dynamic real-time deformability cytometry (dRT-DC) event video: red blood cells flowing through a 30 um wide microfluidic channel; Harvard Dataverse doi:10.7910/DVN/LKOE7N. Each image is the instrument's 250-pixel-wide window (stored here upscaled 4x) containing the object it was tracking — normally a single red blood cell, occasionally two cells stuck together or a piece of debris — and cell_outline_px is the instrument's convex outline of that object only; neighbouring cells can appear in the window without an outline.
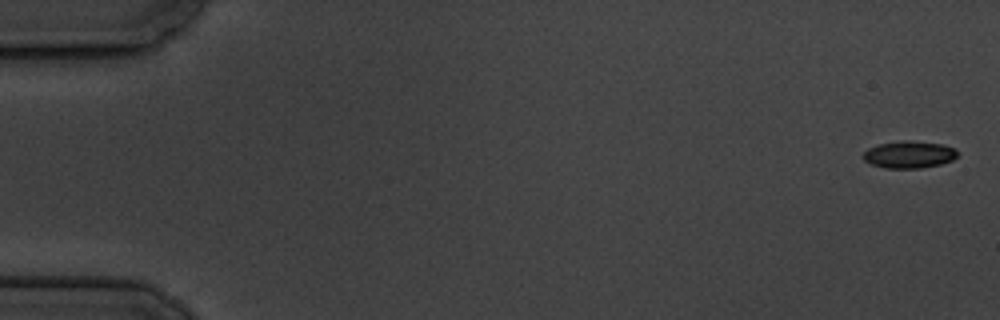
{"species": "common noctule bat (a hibernating species)", "species_latin": "Nyctalus noctula", "temperature_condition": "cold", "stored_images_in_passage": 6, "camera_frame_rate_fps": 3000, "um_per_image_px": 0.085, "animal": {"sex": "male", "body_mass_g": 19.5, "forearm_length_mm": 54.6}, "frame": {"image": 1, "passage_image": 1, "time_ms": 0.0, "image_size_px": [1000, 320], "cell_outline_px": [[956, 156], [952, 160], [940, 164], [920, 168], [884, 168], [872, 164], [864, 160], [864, 152], [868, 148], [880, 144], [904, 140], [940, 144], [956, 148]], "centroid_in_image_um": [77.26, 13.14], "position_along_channel_um": 7.7, "area_um2": 14.62}}